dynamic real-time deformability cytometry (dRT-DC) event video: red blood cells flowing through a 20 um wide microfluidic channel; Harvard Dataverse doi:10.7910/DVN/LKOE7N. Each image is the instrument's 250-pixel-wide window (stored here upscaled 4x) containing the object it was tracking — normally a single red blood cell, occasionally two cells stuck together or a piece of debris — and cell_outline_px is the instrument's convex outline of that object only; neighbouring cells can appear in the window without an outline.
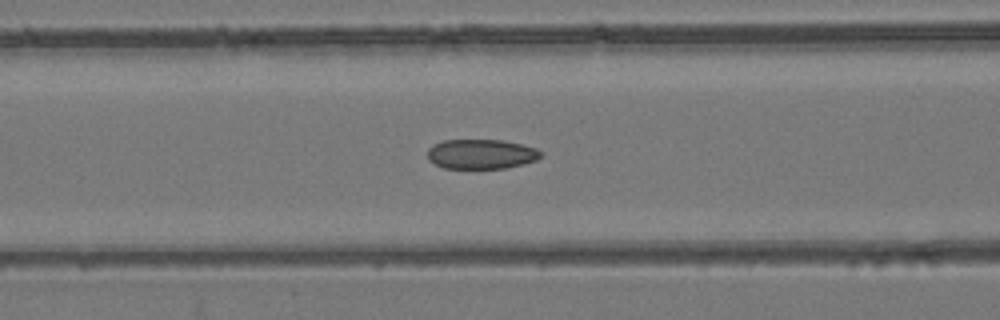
{"species": "common noctule bat (a hibernating species)", "species_latin": "Nyctalus noctula", "temperature_condition": "room temperature", "stored_images_in_passage": 56, "camera_frame_rate_fps": 3000, "um_per_image_px": 0.085, "animal": {"sex": "female", "body_mass_g": 24.6, "forearm_length_mm": 56.2}, "frame": {"image": 1, "passage_image": 23, "time_ms": 7.333, "image_size_px": [1000, 320], "cell_outline_px": [[544, 152], [536, 160], [524, 164], [504, 168], [444, 168], [428, 160], [428, 148], [432, 144], [444, 140], [504, 140], [536, 148]], "centroid_in_image_um": [40.9, 13.09], "position_along_channel_um": 125.7, "area_um2": 19.65}}
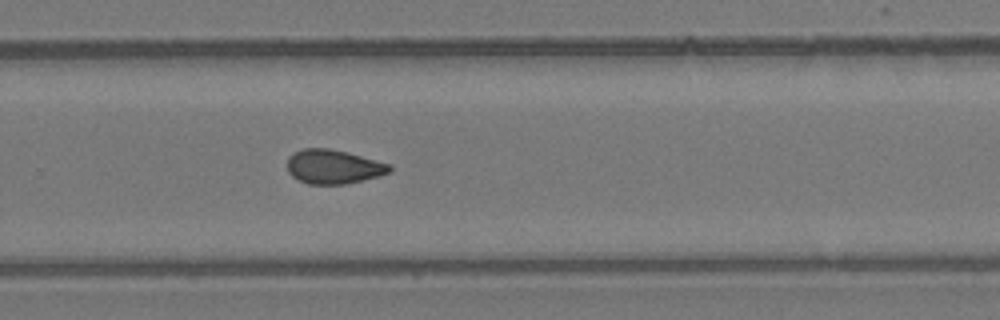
{"frame": {"image": 2, "passage_image": 37, "time_ms": 12.0, "image_size_px": [1000, 320], "cell_outline_px": [[392, 172], [380, 176], [344, 184], [308, 184], [292, 176], [288, 172], [288, 156], [292, 152], [304, 148], [328, 148], [348, 152], [392, 164]], "centroid_in_image_um": [28.37, 14.16], "position_along_channel_um": 301.4, "area_um2": 20.58}}
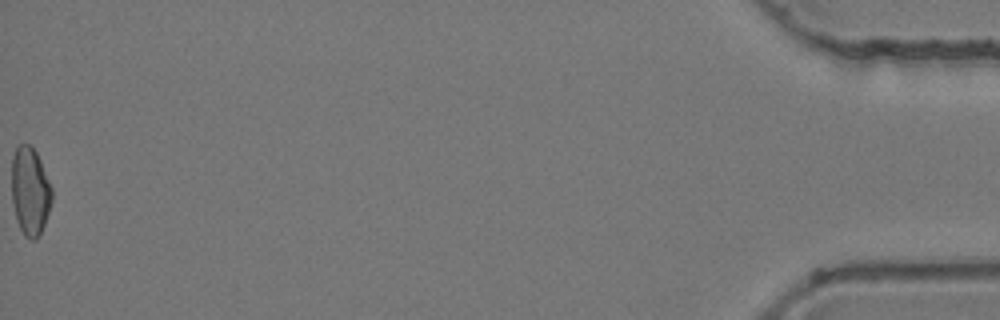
{"frame": {"image": 3, "passage_image": 56, "time_ms": 18.333, "image_size_px": [1000, 320], "cell_outline_px": [[52, 200], [44, 224], [36, 240], [32, 240], [24, 236], [16, 220], [12, 200], [12, 156], [16, 148], [20, 144], [28, 144], [36, 152], [40, 160], [52, 188]], "centroid_in_image_um": [2.55, 16.26], "position_along_channel_um": 432.7, "area_um2": 20.52}, "authors_computed_cell_mechanics": {"area_um2": 20.6346, "velocity_mm_per_s": 3.7691, "shape_relaxation_time_tau1_ms": null, "shape_relaxation_time_tau2_ms": 3.36, "deformation_change_tau1": null, "deformation_change_tau2": 0.0795}}